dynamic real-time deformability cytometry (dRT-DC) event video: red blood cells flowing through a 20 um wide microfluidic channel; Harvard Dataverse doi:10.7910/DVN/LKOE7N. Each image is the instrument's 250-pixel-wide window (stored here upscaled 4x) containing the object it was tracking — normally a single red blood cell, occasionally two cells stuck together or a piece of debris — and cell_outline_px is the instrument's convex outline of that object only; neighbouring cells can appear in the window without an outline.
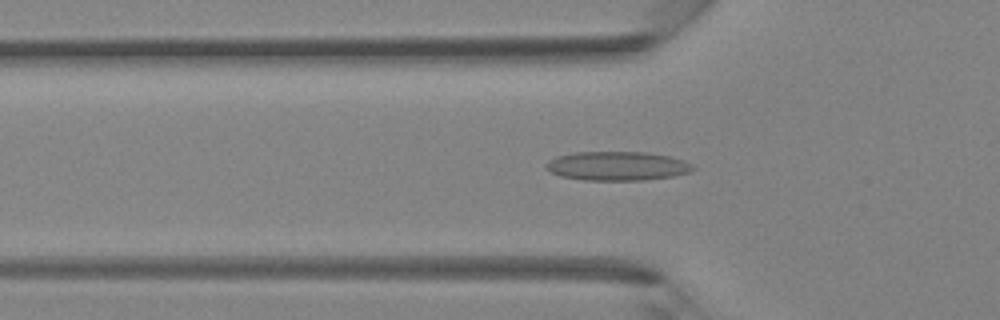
{"species": "Egyptian fruit bat (a non-hibernating species)", "species_latin": "Rousettus aegyptiacus", "temperature_condition": "room temperature", "stored_images_in_passage": 32, "camera_frame_rate_fps": 3000, "um_per_image_px": 0.085, "animal": {"sex": "female"}, "frame": {"image": 1, "passage_image": 4, "time_ms": 1.0, "image_size_px": [1000, 320], "cell_outline_px": [[696, 168], [688, 172], [672, 176], [644, 180], [584, 180], [560, 176], [544, 168], [544, 164], [548, 160], [556, 156], [572, 152], [648, 152], [668, 156], [684, 160], [692, 164]], "centroid_in_image_um": [52.42, 14.1], "position_along_channel_um": 73.4, "area_um2": 24.97}}
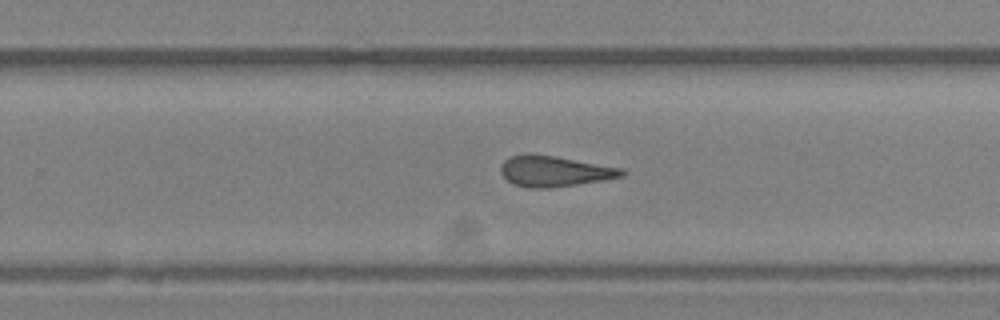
{"frame": {"image": 2, "passage_image": 17, "time_ms": 5.333, "image_size_px": [1000, 320], "cell_outline_px": [[628, 172], [624, 176], [604, 180], [552, 188], [528, 188], [512, 184], [500, 172], [500, 164], [504, 160], [512, 156], [528, 152], [556, 156], [624, 168]], "centroid_in_image_um": [47.14, 14.54], "position_along_channel_um": 282.7, "area_um2": 22.14}}
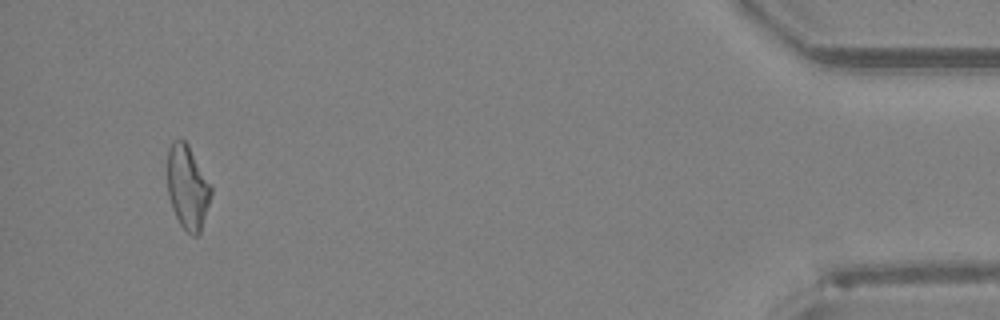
{"frame": {"image": 3, "passage_image": 30, "time_ms": 9.667, "image_size_px": [1000, 320], "cell_outline_px": [[212, 192], [200, 232], [196, 236], [192, 236], [180, 224], [172, 208], [168, 196], [168, 148], [172, 140], [184, 140], [188, 144], [212, 184]], "centroid_in_image_um": [15.95, 15.89], "position_along_channel_um": 419.3, "area_um2": 21.39}}